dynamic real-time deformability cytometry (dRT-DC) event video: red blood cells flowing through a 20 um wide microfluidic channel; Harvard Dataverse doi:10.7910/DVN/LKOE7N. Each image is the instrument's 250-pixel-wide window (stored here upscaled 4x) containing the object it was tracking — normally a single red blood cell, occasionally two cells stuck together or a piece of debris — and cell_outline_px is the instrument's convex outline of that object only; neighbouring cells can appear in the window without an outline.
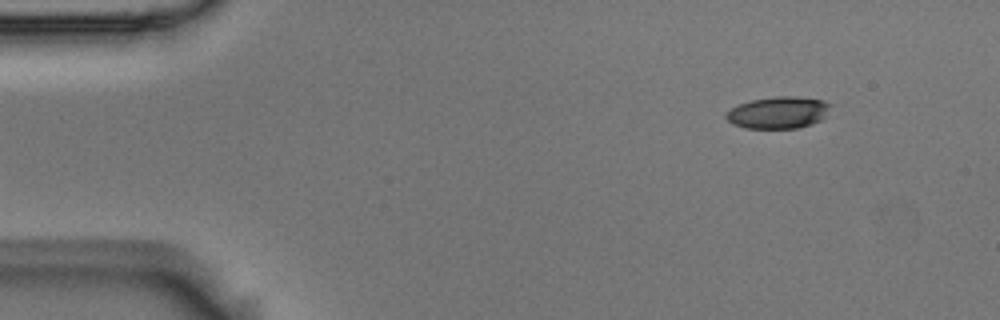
{"species": "Egyptian fruit bat (a non-hibernating species)", "species_latin": "Rousettus aegyptiacus", "temperature_condition": "room temperature", "stored_images_in_passage": 7, "camera_frame_rate_fps": 3000, "um_per_image_px": 0.085, "animal": {"sex": "male"}, "frame": {"image": 1, "passage_image": 1, "time_ms": 0.0, "image_size_px": [1000, 320], "cell_outline_px": [[836, 104], [820, 120], [812, 124], [796, 128], [744, 128], [732, 124], [724, 116], [732, 108], [740, 104], [752, 100], [776, 96], [792, 96], [824, 100]], "centroid_in_image_um": [66.21, 9.56], "position_along_channel_um": 18.8, "area_um2": 19.48}}
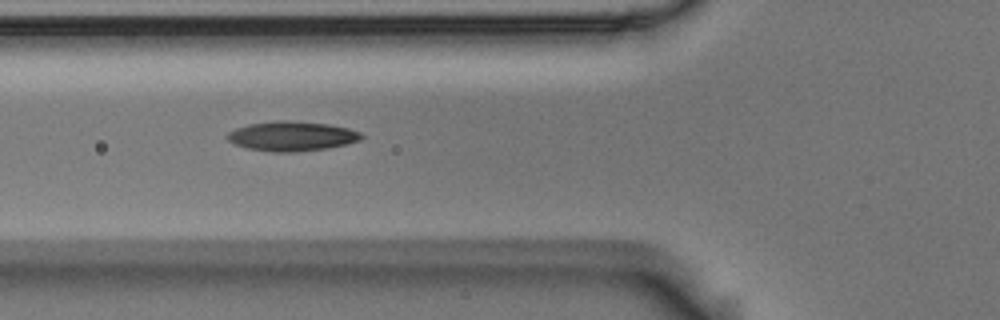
{"frame": {"image": 2, "passage_image": 5, "time_ms": 1.333, "image_size_px": [1000, 320], "cell_outline_px": [[364, 136], [360, 140], [348, 144], [328, 148], [296, 152], [276, 152], [248, 148], [236, 144], [228, 140], [228, 132], [236, 128], [248, 124], [276, 120], [288, 120], [328, 124], [348, 128], [360, 132]], "centroid_in_image_um": [24.84, 11.57], "position_along_channel_um": 101.0, "area_um2": 23.12}}
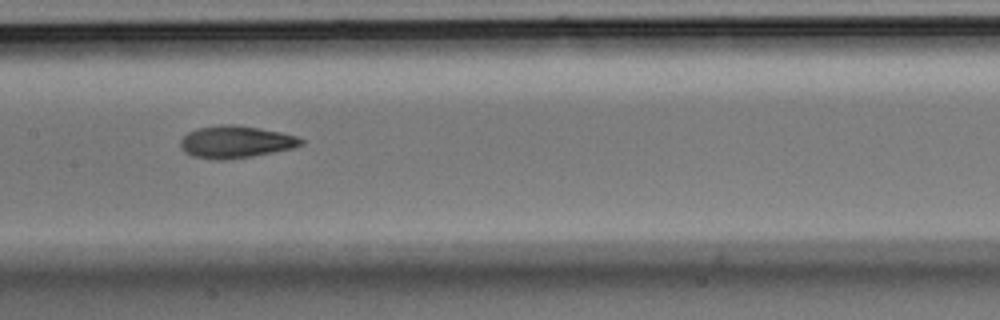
{"frame": {"image": 3, "passage_image": 7, "time_ms": 2.0, "image_size_px": [1000, 320], "cell_outline_px": [[304, 144], [292, 148], [252, 156], [224, 160], [216, 160], [192, 156], [184, 152], [180, 148], [180, 140], [188, 132], [196, 128], [220, 124], [236, 124], [260, 128], [280, 132], [296, 136], [304, 140]], "centroid_in_image_um": [20.0, 12.05], "position_along_channel_um": 187.4, "area_um2": 22.77}}